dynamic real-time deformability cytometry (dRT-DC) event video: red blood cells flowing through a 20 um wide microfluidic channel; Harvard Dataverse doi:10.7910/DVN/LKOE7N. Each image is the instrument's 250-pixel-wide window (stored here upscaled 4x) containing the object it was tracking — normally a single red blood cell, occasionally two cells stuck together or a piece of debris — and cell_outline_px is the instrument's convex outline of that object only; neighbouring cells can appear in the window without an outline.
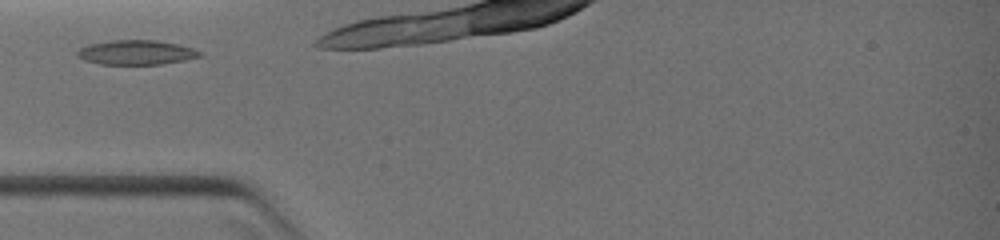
{"species": "common noctule bat (a hibernating species)", "species_latin": "Nyctalus noctula", "temperature_condition": "warm", "stored_images_in_passage": 17, "camera_frame_rate_fps": 3000, "um_per_image_px": 0.085, "animal": {"sex": "female", "body_mass_g": 19.0, "forearm_length_mm": 51.5}, "frame": {"image": 1, "passage_image": 2, "time_ms": 0.333, "image_size_px": [1000, 240], "cell_outline_px": [[200, 56], [184, 60], [160, 64], [100, 64], [84, 60], [76, 56], [76, 52], [80, 48], [92, 44], [112, 40], [156, 40], [180, 44], [192, 48], [200, 52]], "centroid_in_image_um": [11.56, 4.45], "position_along_channel_um": 73.4, "area_um2": 17.34}}
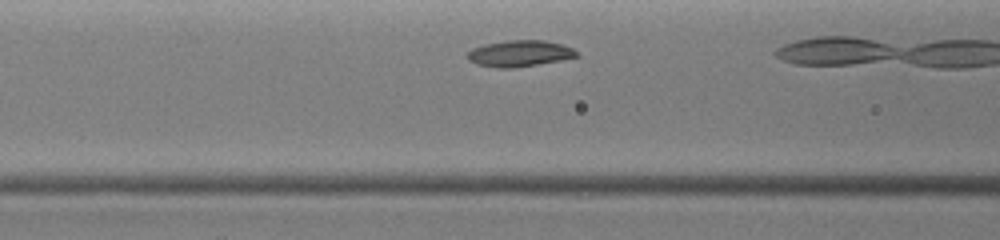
{"frame": {"image": 2, "passage_image": 6, "time_ms": 1.333, "image_size_px": [1000, 240], "cell_outline_px": [[580, 56], [560, 60], [512, 68], [500, 68], [476, 64], [468, 60], [464, 56], [472, 48], [484, 44], [504, 40], [544, 40], [560, 44], [572, 48]], "centroid_in_image_um": [44.1, 4.54], "position_along_channel_um": 122.5, "area_um2": 16.7}}
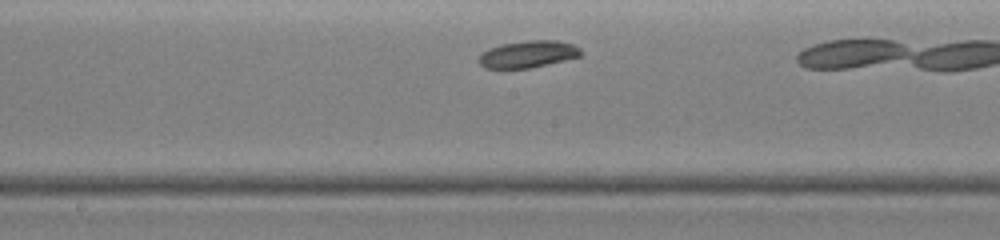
{"frame": {"image": 3, "passage_image": 15, "time_ms": 3.0, "image_size_px": [1000, 240], "cell_outline_px": [[580, 56], [528, 68], [484, 68], [476, 60], [488, 48], [504, 44], [528, 40], [556, 40], [572, 44], [580, 48]], "centroid_in_image_um": [44.84, 4.6], "position_along_channel_um": 203.4, "area_um2": 15.72}}